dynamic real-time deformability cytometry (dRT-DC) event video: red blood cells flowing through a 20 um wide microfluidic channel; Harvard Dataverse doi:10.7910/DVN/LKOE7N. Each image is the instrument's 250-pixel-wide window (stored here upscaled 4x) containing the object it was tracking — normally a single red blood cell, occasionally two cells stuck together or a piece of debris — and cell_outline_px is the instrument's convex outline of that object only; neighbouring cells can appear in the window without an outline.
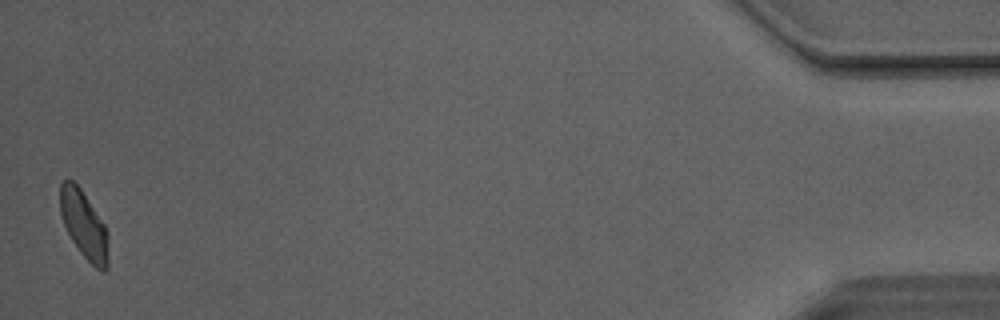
{"species": "Egyptian fruit bat (a non-hibernating species)", "species_latin": "Rousettus aegyptiacus", "temperature_condition": "room temperature", "stored_images_in_passage": 39, "camera_frame_rate_fps": 3000, "um_per_image_px": 0.085, "animal": {"sex": "male"}, "frame": {"image": 1, "passage_image": 39, "time_ms": 12.667, "image_size_px": [1000, 320], "cell_outline_px": [[108, 268], [104, 272], [96, 268], [80, 252], [72, 240], [64, 224], [60, 212], [60, 184], [64, 180], [72, 180], [80, 188], [104, 224], [108, 236]], "centroid_in_image_um": [7.14, 19.13], "position_along_channel_um": 428.1, "area_um2": 18.73}, "authors_computed_cell_mechanics": {"area_um2": 19.5942, "velocity_mm_per_s": 4.1019, "shape_relaxation_time_tau1_ms": 4.2482, "shape_relaxation_time_tau2_ms": 2.0537, "deformation_change_tau1": 0.1064, "deformation_change_tau2": 0.0804}}